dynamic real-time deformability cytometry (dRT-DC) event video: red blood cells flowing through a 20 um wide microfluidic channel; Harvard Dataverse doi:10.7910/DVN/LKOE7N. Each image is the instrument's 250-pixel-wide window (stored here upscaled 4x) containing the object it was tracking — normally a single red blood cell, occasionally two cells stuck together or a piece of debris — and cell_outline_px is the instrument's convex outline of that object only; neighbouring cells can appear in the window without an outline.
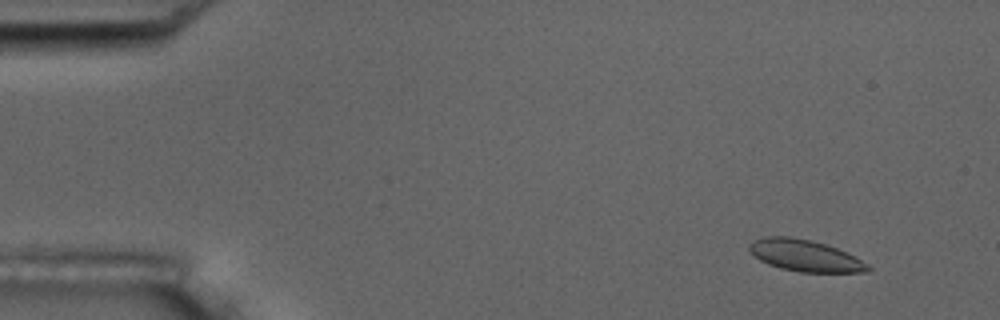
{"species": "common noctule bat (a hibernating species)", "species_latin": "Nyctalus noctula", "temperature_condition": "room temperature", "stored_images_in_passage": 6, "segment_of_instrument_passage": [1, 2], "camera_frame_rate_fps": 3000, "um_per_image_px": 0.085, "animal": {"sex": "male", "body_mass_g": 17.5, "forearm_length_mm": 52.3}, "frame": {"image": 1, "passage_image": 2, "time_ms": 1.333, "image_size_px": [1000, 320], "cell_outline_px": [[872, 268], [868, 272], [800, 272], [780, 268], [768, 264], [760, 260], [748, 248], [748, 244], [752, 240], [764, 236], [788, 236], [808, 240], [824, 244], [836, 248], [856, 256], [868, 264]], "centroid_in_image_um": [68.43, 21.73], "position_along_channel_um": 16.6, "area_um2": 21.79}}
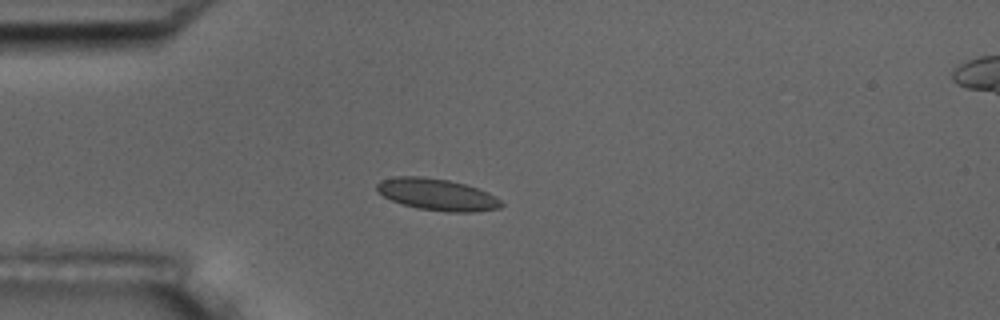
{"frame": {"image": 2, "passage_image": 5, "time_ms": 4.667, "image_size_px": [1000, 320], "cell_outline_px": [[504, 204], [500, 208], [472, 212], [448, 212], [416, 208], [392, 200], [384, 196], [376, 188], [376, 184], [380, 180], [396, 176], [424, 176], [448, 180], [464, 184], [488, 192], [496, 196]], "centroid_in_image_um": [37.16, 16.53], "position_along_channel_um": 47.8, "area_um2": 22.95}}